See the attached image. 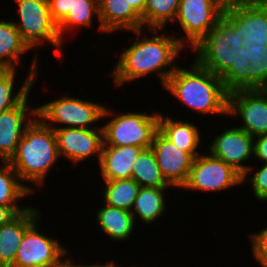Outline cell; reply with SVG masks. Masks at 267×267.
Listing matches in <instances>:
<instances>
[{"label": "cell", "mask_w": 267, "mask_h": 267, "mask_svg": "<svg viewBox=\"0 0 267 267\" xmlns=\"http://www.w3.org/2000/svg\"><path fill=\"white\" fill-rule=\"evenodd\" d=\"M252 253L262 267H267V228L250 235Z\"/></svg>", "instance_id": "31"}, {"label": "cell", "mask_w": 267, "mask_h": 267, "mask_svg": "<svg viewBox=\"0 0 267 267\" xmlns=\"http://www.w3.org/2000/svg\"><path fill=\"white\" fill-rule=\"evenodd\" d=\"M239 115V127L252 137L267 134V89L239 90L228 94L227 115Z\"/></svg>", "instance_id": "13"}, {"label": "cell", "mask_w": 267, "mask_h": 267, "mask_svg": "<svg viewBox=\"0 0 267 267\" xmlns=\"http://www.w3.org/2000/svg\"><path fill=\"white\" fill-rule=\"evenodd\" d=\"M52 267H68V264L66 262V258L65 259L63 258L62 262H60L59 264L52 266Z\"/></svg>", "instance_id": "38"}, {"label": "cell", "mask_w": 267, "mask_h": 267, "mask_svg": "<svg viewBox=\"0 0 267 267\" xmlns=\"http://www.w3.org/2000/svg\"><path fill=\"white\" fill-rule=\"evenodd\" d=\"M180 0H145L144 28L157 33L166 23L175 22Z\"/></svg>", "instance_id": "29"}, {"label": "cell", "mask_w": 267, "mask_h": 267, "mask_svg": "<svg viewBox=\"0 0 267 267\" xmlns=\"http://www.w3.org/2000/svg\"><path fill=\"white\" fill-rule=\"evenodd\" d=\"M226 3V0H180L175 21L186 33L185 38H177L184 48L194 47L217 24Z\"/></svg>", "instance_id": "9"}, {"label": "cell", "mask_w": 267, "mask_h": 267, "mask_svg": "<svg viewBox=\"0 0 267 267\" xmlns=\"http://www.w3.org/2000/svg\"><path fill=\"white\" fill-rule=\"evenodd\" d=\"M98 4L99 31L110 34L118 30L143 29L142 17L127 0H98Z\"/></svg>", "instance_id": "18"}, {"label": "cell", "mask_w": 267, "mask_h": 267, "mask_svg": "<svg viewBox=\"0 0 267 267\" xmlns=\"http://www.w3.org/2000/svg\"><path fill=\"white\" fill-rule=\"evenodd\" d=\"M59 128L55 129L57 148L60 156L80 163L94 155L100 162L103 145V129Z\"/></svg>", "instance_id": "16"}, {"label": "cell", "mask_w": 267, "mask_h": 267, "mask_svg": "<svg viewBox=\"0 0 267 267\" xmlns=\"http://www.w3.org/2000/svg\"><path fill=\"white\" fill-rule=\"evenodd\" d=\"M104 205L96 213L101 231L113 241H124L130 238L136 227L132 213L124 209Z\"/></svg>", "instance_id": "23"}, {"label": "cell", "mask_w": 267, "mask_h": 267, "mask_svg": "<svg viewBox=\"0 0 267 267\" xmlns=\"http://www.w3.org/2000/svg\"><path fill=\"white\" fill-rule=\"evenodd\" d=\"M37 118L25 128L8 163L17 172L20 182L29 181L40 186L60 155L55 130Z\"/></svg>", "instance_id": "3"}, {"label": "cell", "mask_w": 267, "mask_h": 267, "mask_svg": "<svg viewBox=\"0 0 267 267\" xmlns=\"http://www.w3.org/2000/svg\"><path fill=\"white\" fill-rule=\"evenodd\" d=\"M104 181V204L131 211L141 186L132 178Z\"/></svg>", "instance_id": "28"}, {"label": "cell", "mask_w": 267, "mask_h": 267, "mask_svg": "<svg viewBox=\"0 0 267 267\" xmlns=\"http://www.w3.org/2000/svg\"><path fill=\"white\" fill-rule=\"evenodd\" d=\"M66 262L68 264V267H118L117 265L114 264V261H110L109 263L107 262L106 264H91V265H78L74 264L69 257L66 259Z\"/></svg>", "instance_id": "37"}, {"label": "cell", "mask_w": 267, "mask_h": 267, "mask_svg": "<svg viewBox=\"0 0 267 267\" xmlns=\"http://www.w3.org/2000/svg\"><path fill=\"white\" fill-rule=\"evenodd\" d=\"M229 94L239 90L267 89V46L246 40L232 66L220 77Z\"/></svg>", "instance_id": "5"}, {"label": "cell", "mask_w": 267, "mask_h": 267, "mask_svg": "<svg viewBox=\"0 0 267 267\" xmlns=\"http://www.w3.org/2000/svg\"><path fill=\"white\" fill-rule=\"evenodd\" d=\"M0 267H9V266L0 259Z\"/></svg>", "instance_id": "39"}, {"label": "cell", "mask_w": 267, "mask_h": 267, "mask_svg": "<svg viewBox=\"0 0 267 267\" xmlns=\"http://www.w3.org/2000/svg\"><path fill=\"white\" fill-rule=\"evenodd\" d=\"M254 175L250 176V185L252 192L257 200L267 201V163L263 164L257 171H254Z\"/></svg>", "instance_id": "32"}, {"label": "cell", "mask_w": 267, "mask_h": 267, "mask_svg": "<svg viewBox=\"0 0 267 267\" xmlns=\"http://www.w3.org/2000/svg\"><path fill=\"white\" fill-rule=\"evenodd\" d=\"M75 0H48L49 10L54 23L58 26L72 10Z\"/></svg>", "instance_id": "33"}, {"label": "cell", "mask_w": 267, "mask_h": 267, "mask_svg": "<svg viewBox=\"0 0 267 267\" xmlns=\"http://www.w3.org/2000/svg\"><path fill=\"white\" fill-rule=\"evenodd\" d=\"M254 156L264 164L267 163V134L254 138Z\"/></svg>", "instance_id": "34"}, {"label": "cell", "mask_w": 267, "mask_h": 267, "mask_svg": "<svg viewBox=\"0 0 267 267\" xmlns=\"http://www.w3.org/2000/svg\"><path fill=\"white\" fill-rule=\"evenodd\" d=\"M245 42L238 32L221 18L217 24L191 49L196 51L194 61L202 68L221 77L233 63Z\"/></svg>", "instance_id": "4"}, {"label": "cell", "mask_w": 267, "mask_h": 267, "mask_svg": "<svg viewBox=\"0 0 267 267\" xmlns=\"http://www.w3.org/2000/svg\"><path fill=\"white\" fill-rule=\"evenodd\" d=\"M18 213L11 206L0 205V226L8 223Z\"/></svg>", "instance_id": "35"}, {"label": "cell", "mask_w": 267, "mask_h": 267, "mask_svg": "<svg viewBox=\"0 0 267 267\" xmlns=\"http://www.w3.org/2000/svg\"><path fill=\"white\" fill-rule=\"evenodd\" d=\"M13 1L18 5L20 20L13 23L22 39L31 49L38 48L43 41H47L54 46V54L61 57L63 41L59 36L57 25L52 20L48 0Z\"/></svg>", "instance_id": "7"}, {"label": "cell", "mask_w": 267, "mask_h": 267, "mask_svg": "<svg viewBox=\"0 0 267 267\" xmlns=\"http://www.w3.org/2000/svg\"><path fill=\"white\" fill-rule=\"evenodd\" d=\"M142 30L145 29L132 31L138 40L120 54L119 61L113 69V78L117 86L144 77L151 72H157L164 87L178 67L174 64V60L179 56L184 46L177 37L165 34L154 37L146 35L144 37L140 36ZM167 67L169 68L166 70Z\"/></svg>", "instance_id": "1"}, {"label": "cell", "mask_w": 267, "mask_h": 267, "mask_svg": "<svg viewBox=\"0 0 267 267\" xmlns=\"http://www.w3.org/2000/svg\"><path fill=\"white\" fill-rule=\"evenodd\" d=\"M193 63L189 69L178 65L164 89L199 114L227 115L228 93L223 81L195 61Z\"/></svg>", "instance_id": "2"}, {"label": "cell", "mask_w": 267, "mask_h": 267, "mask_svg": "<svg viewBox=\"0 0 267 267\" xmlns=\"http://www.w3.org/2000/svg\"><path fill=\"white\" fill-rule=\"evenodd\" d=\"M221 18L245 41L267 46V0H232Z\"/></svg>", "instance_id": "10"}, {"label": "cell", "mask_w": 267, "mask_h": 267, "mask_svg": "<svg viewBox=\"0 0 267 267\" xmlns=\"http://www.w3.org/2000/svg\"><path fill=\"white\" fill-rule=\"evenodd\" d=\"M159 113H123L116 115L102 126V146H138L150 148L159 130Z\"/></svg>", "instance_id": "8"}, {"label": "cell", "mask_w": 267, "mask_h": 267, "mask_svg": "<svg viewBox=\"0 0 267 267\" xmlns=\"http://www.w3.org/2000/svg\"><path fill=\"white\" fill-rule=\"evenodd\" d=\"M28 99L29 95L18 106L0 113L1 162H8L15 154L25 128L37 117V107L28 106Z\"/></svg>", "instance_id": "17"}, {"label": "cell", "mask_w": 267, "mask_h": 267, "mask_svg": "<svg viewBox=\"0 0 267 267\" xmlns=\"http://www.w3.org/2000/svg\"><path fill=\"white\" fill-rule=\"evenodd\" d=\"M36 220L24 233L10 267H52L62 262L68 252L53 239L41 234Z\"/></svg>", "instance_id": "12"}, {"label": "cell", "mask_w": 267, "mask_h": 267, "mask_svg": "<svg viewBox=\"0 0 267 267\" xmlns=\"http://www.w3.org/2000/svg\"><path fill=\"white\" fill-rule=\"evenodd\" d=\"M128 4H131L132 8L142 17L144 28V10L145 0H127Z\"/></svg>", "instance_id": "36"}, {"label": "cell", "mask_w": 267, "mask_h": 267, "mask_svg": "<svg viewBox=\"0 0 267 267\" xmlns=\"http://www.w3.org/2000/svg\"><path fill=\"white\" fill-rule=\"evenodd\" d=\"M151 149L167 183L173 188L183 187L188 180L194 158L178 148L159 130L154 135Z\"/></svg>", "instance_id": "15"}, {"label": "cell", "mask_w": 267, "mask_h": 267, "mask_svg": "<svg viewBox=\"0 0 267 267\" xmlns=\"http://www.w3.org/2000/svg\"><path fill=\"white\" fill-rule=\"evenodd\" d=\"M159 131L181 150L189 153L193 158L199 155L201 134L199 127L192 123L173 120L169 116H159Z\"/></svg>", "instance_id": "21"}, {"label": "cell", "mask_w": 267, "mask_h": 267, "mask_svg": "<svg viewBox=\"0 0 267 267\" xmlns=\"http://www.w3.org/2000/svg\"><path fill=\"white\" fill-rule=\"evenodd\" d=\"M132 167V179L141 187L161 188L170 186L161 174L151 147L139 152Z\"/></svg>", "instance_id": "27"}, {"label": "cell", "mask_w": 267, "mask_h": 267, "mask_svg": "<svg viewBox=\"0 0 267 267\" xmlns=\"http://www.w3.org/2000/svg\"><path fill=\"white\" fill-rule=\"evenodd\" d=\"M238 184H243L242 175L231 165L211 154L200 153L194 158L188 180L182 188L219 192Z\"/></svg>", "instance_id": "11"}, {"label": "cell", "mask_w": 267, "mask_h": 267, "mask_svg": "<svg viewBox=\"0 0 267 267\" xmlns=\"http://www.w3.org/2000/svg\"><path fill=\"white\" fill-rule=\"evenodd\" d=\"M19 181L15 169L8 162H2L0 165V205L11 206L17 213H22L28 207L19 208L16 202L33 194L34 189Z\"/></svg>", "instance_id": "25"}, {"label": "cell", "mask_w": 267, "mask_h": 267, "mask_svg": "<svg viewBox=\"0 0 267 267\" xmlns=\"http://www.w3.org/2000/svg\"><path fill=\"white\" fill-rule=\"evenodd\" d=\"M141 150L133 145L102 146L99 166L103 180L131 179L133 163Z\"/></svg>", "instance_id": "19"}, {"label": "cell", "mask_w": 267, "mask_h": 267, "mask_svg": "<svg viewBox=\"0 0 267 267\" xmlns=\"http://www.w3.org/2000/svg\"><path fill=\"white\" fill-rule=\"evenodd\" d=\"M99 20V4L98 0H75L72 10L66 18L57 26V30L61 40H63V32L69 31L75 27L87 26L93 23L95 16Z\"/></svg>", "instance_id": "30"}, {"label": "cell", "mask_w": 267, "mask_h": 267, "mask_svg": "<svg viewBox=\"0 0 267 267\" xmlns=\"http://www.w3.org/2000/svg\"><path fill=\"white\" fill-rule=\"evenodd\" d=\"M31 48L22 39L12 21L0 20V68H13L20 64V56ZM18 63V64H17Z\"/></svg>", "instance_id": "24"}, {"label": "cell", "mask_w": 267, "mask_h": 267, "mask_svg": "<svg viewBox=\"0 0 267 267\" xmlns=\"http://www.w3.org/2000/svg\"><path fill=\"white\" fill-rule=\"evenodd\" d=\"M209 149V154L231 165L242 175V183L246 181L253 168L243 162L254 156V137L239 127L227 128L215 136Z\"/></svg>", "instance_id": "14"}, {"label": "cell", "mask_w": 267, "mask_h": 267, "mask_svg": "<svg viewBox=\"0 0 267 267\" xmlns=\"http://www.w3.org/2000/svg\"><path fill=\"white\" fill-rule=\"evenodd\" d=\"M107 115L112 116V111L104 105L65 95L37 107V117L53 130L64 128V125L66 128L91 129L92 123ZM59 123L63 126L56 127Z\"/></svg>", "instance_id": "6"}, {"label": "cell", "mask_w": 267, "mask_h": 267, "mask_svg": "<svg viewBox=\"0 0 267 267\" xmlns=\"http://www.w3.org/2000/svg\"><path fill=\"white\" fill-rule=\"evenodd\" d=\"M167 188L141 187L130 211L134 221L138 215L145 224H150L166 212L164 194Z\"/></svg>", "instance_id": "26"}, {"label": "cell", "mask_w": 267, "mask_h": 267, "mask_svg": "<svg viewBox=\"0 0 267 267\" xmlns=\"http://www.w3.org/2000/svg\"><path fill=\"white\" fill-rule=\"evenodd\" d=\"M39 218L40 212L29 206L27 210L0 226V259L9 267L14 263L24 233Z\"/></svg>", "instance_id": "20"}, {"label": "cell", "mask_w": 267, "mask_h": 267, "mask_svg": "<svg viewBox=\"0 0 267 267\" xmlns=\"http://www.w3.org/2000/svg\"><path fill=\"white\" fill-rule=\"evenodd\" d=\"M37 56L33 60L28 76L22 87L14 94L16 70L13 68H0V113L18 106L31 92L34 79L37 75Z\"/></svg>", "instance_id": "22"}]
</instances>
